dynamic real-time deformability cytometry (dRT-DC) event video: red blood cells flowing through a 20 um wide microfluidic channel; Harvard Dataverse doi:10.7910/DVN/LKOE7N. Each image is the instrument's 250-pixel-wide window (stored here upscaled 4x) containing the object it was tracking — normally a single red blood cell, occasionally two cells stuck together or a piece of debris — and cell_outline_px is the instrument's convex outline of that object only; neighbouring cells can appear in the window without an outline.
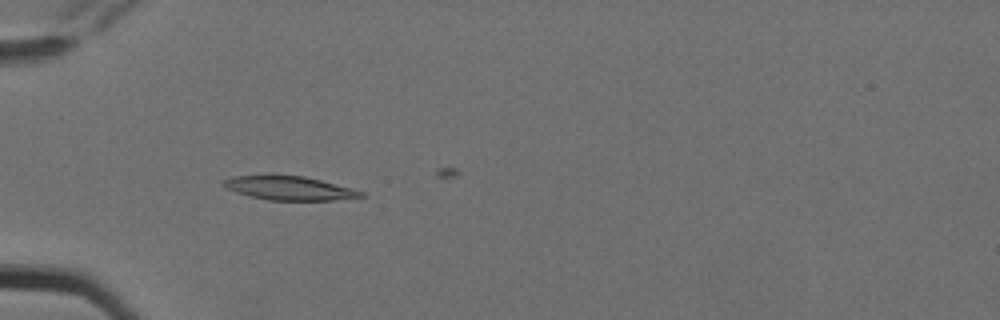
{"species": "Egyptian fruit bat (a non-hibernating species)", "species_latin": "Rousettus aegyptiacus", "temperature_condition": "cold", "stored_images_in_passage": 5, "camera_frame_rate_fps": 3000, "um_per_image_px": 0.085, "animal": {"sex": "female"}, "frame": {"image": 1, "passage_image": 4, "time_ms": 1.0, "image_size_px": [1000, 320], "cell_outline_px": [[368, 196], [332, 200], [268, 200], [248, 196], [236, 192], [220, 184], [220, 180], [228, 176], [272, 172], [304, 176], [352, 188], [364, 192]], "centroid_in_image_um": [24.47, 15.94], "position_along_channel_um": 60.5, "area_um2": 20.11}}